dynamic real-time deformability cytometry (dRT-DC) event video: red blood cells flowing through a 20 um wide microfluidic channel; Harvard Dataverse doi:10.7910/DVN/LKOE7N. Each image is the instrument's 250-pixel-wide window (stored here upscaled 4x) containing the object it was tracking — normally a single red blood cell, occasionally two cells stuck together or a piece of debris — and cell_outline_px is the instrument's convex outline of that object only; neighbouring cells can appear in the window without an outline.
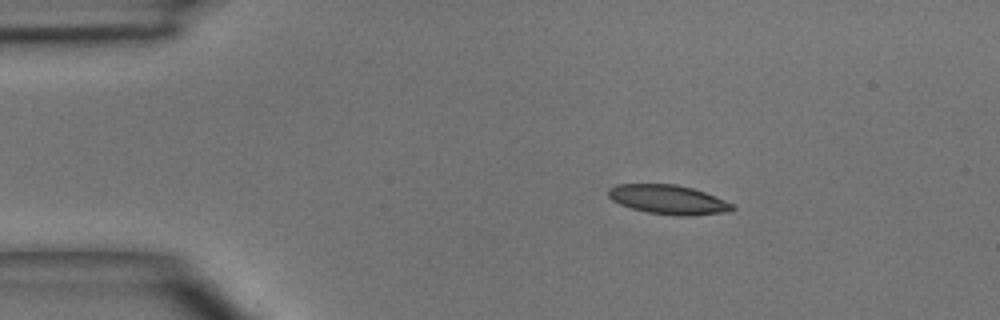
{"species": "common noctule bat (a hibernating species)", "species_latin": "Nyctalus noctula", "temperature_condition": "room temperature", "stored_images_in_passage": 6, "camera_frame_rate_fps": 3000, "um_per_image_px": 0.085, "animal": {"sex": "male", "body_mass_g": 15.6}, "frame": {"image": 1, "passage_image": 2, "time_ms": 1.333, "image_size_px": [1000, 320], "cell_outline_px": [[736, 208], [724, 212], [688, 216], [680, 216], [648, 212], [632, 208], [620, 204], [612, 200], [608, 196], [608, 188], [616, 184], [676, 184], [692, 188], [704, 192], [724, 200], [732, 204]], "centroid_in_image_um": [56.77, 16.95], "position_along_channel_um": 28.2, "area_um2": 20.92}}
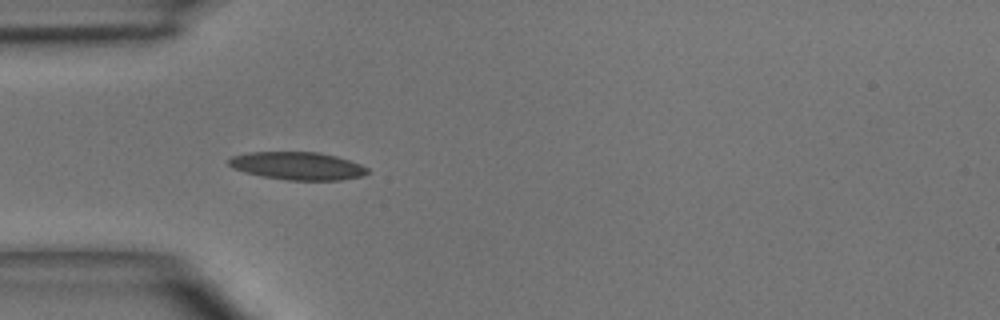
{"frame": {"image": 2, "passage_image": 4, "time_ms": 3.333, "image_size_px": [1000, 320], "cell_outline_px": [[368, 172], [364, 176], [340, 180], [288, 180], [264, 176], [244, 172], [232, 168], [228, 164], [228, 160], [232, 156], [248, 152], [320, 152], [336, 156], [360, 164], [368, 168]], "centroid_in_image_um": [25.29, 14.1], "position_along_channel_um": 59.7, "area_um2": 22.48}}
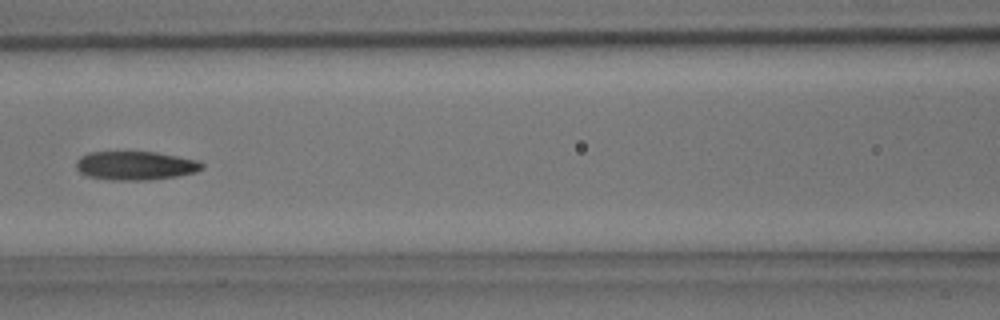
{"frame": {"image": 3, "passage_image": 6, "time_ms": 5.667, "image_size_px": [1000, 320], "cell_outline_px": [[204, 168], [196, 172], [176, 176], [148, 180], [112, 180], [88, 176], [80, 172], [76, 168], [76, 160], [80, 156], [88, 152], [156, 152], [200, 160], [204, 164]], "centroid_in_image_um": [11.53, 14.07], "position_along_channel_um": 155.1, "area_um2": 21.21}}